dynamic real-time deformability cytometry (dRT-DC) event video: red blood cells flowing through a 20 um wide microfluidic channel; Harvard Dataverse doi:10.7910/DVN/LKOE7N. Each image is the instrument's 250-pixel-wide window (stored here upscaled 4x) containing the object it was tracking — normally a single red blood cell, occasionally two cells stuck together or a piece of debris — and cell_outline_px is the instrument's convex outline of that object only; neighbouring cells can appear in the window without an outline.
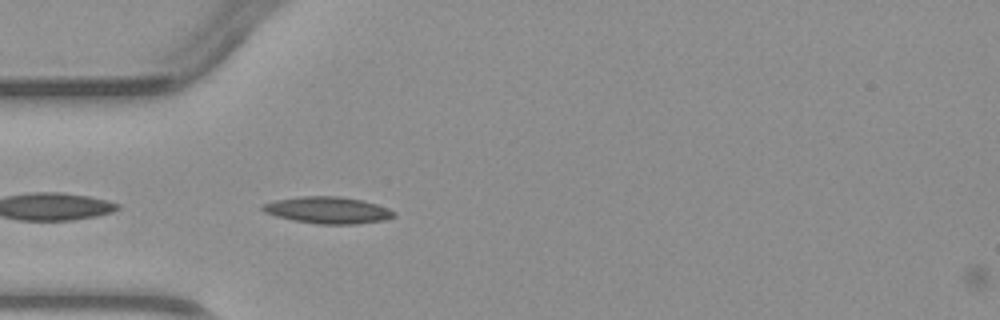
{"species": "common noctule bat (a hibernating species)", "species_latin": "Nyctalus noctula", "temperature_condition": "warm", "stored_images_in_passage": 4, "camera_frame_rate_fps": 3000, "um_per_image_px": 0.085, "animal": {"sex": "male", "body_mass_g": 23.1, "forearm_length_mm": 52.7}, "frame": {"image": 1, "passage_image": 3, "time_ms": 2.333, "image_size_px": [1000, 320], "cell_outline_px": [[396, 216], [384, 220], [352, 224], [320, 224], [292, 220], [276, 216], [264, 212], [260, 208], [260, 204], [276, 200], [300, 196], [340, 196], [364, 200], [388, 208], [396, 212]], "centroid_in_image_um": [27.85, 17.85], "position_along_channel_um": 57.2, "area_um2": 20.58}}